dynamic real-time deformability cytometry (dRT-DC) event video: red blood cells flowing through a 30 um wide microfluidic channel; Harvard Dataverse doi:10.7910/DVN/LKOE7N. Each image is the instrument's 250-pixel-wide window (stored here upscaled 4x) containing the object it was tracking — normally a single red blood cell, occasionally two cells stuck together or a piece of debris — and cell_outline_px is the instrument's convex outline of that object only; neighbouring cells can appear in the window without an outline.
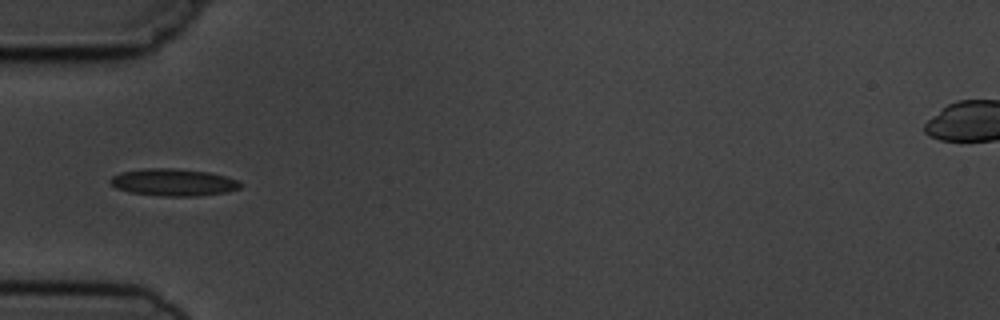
{"species": "common noctule bat (a hibernating species)", "species_latin": "Nyctalus noctula", "temperature_condition": "cold", "stored_images_in_passage": 8, "camera_frame_rate_fps": 3000, "um_per_image_px": 0.085, "animal": {"sex": "male", "body_mass_g": 19.5, "forearm_length_mm": 54.6}, "frame": {"image": 1, "passage_image": 5, "time_ms": 4.667, "image_size_px": [1000, 320], "cell_outline_px": [[244, 184], [240, 188], [228, 192], [196, 196], [160, 196], [132, 192], [116, 188], [108, 180], [112, 176], [120, 172], [144, 168], [172, 168], [208, 172], [240, 180]], "centroid_in_image_um": [14.76, 15.49], "position_along_channel_um": 70.2, "area_um2": 20.69}}
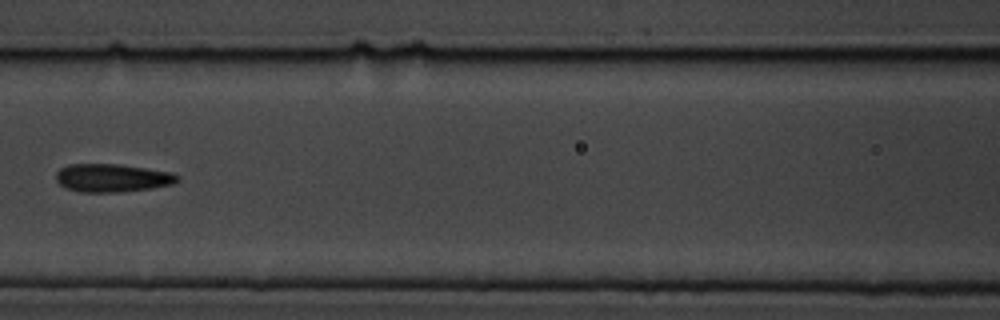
{"frame": {"image": 2, "passage_image": 7, "time_ms": 7.0, "image_size_px": [1000, 320], "cell_outline_px": [[180, 180], [172, 184], [152, 188], [120, 192], [80, 192], [64, 188], [56, 180], [56, 172], [60, 168], [68, 164], [120, 164], [172, 172], [180, 176]], "centroid_in_image_um": [9.53, 15.12], "position_along_channel_um": 157.1, "area_um2": 20.11}}
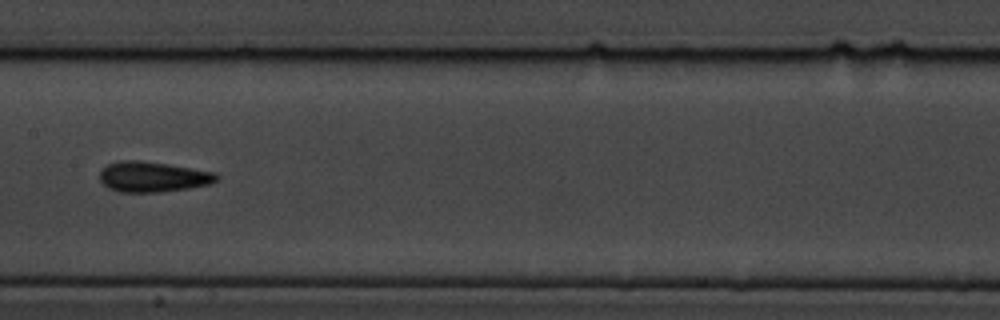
{"frame": {"image": 3, "passage_image": 8, "time_ms": 8.0, "image_size_px": [1000, 320], "cell_outline_px": [[220, 176], [216, 180], [208, 184], [188, 188], [160, 192], [120, 192], [108, 188], [100, 180], [100, 168], [108, 164], [120, 160], [140, 160], [168, 164], [216, 172]], "centroid_in_image_um": [12.96, 15.02], "position_along_channel_um": 194.4, "area_um2": 20.75}}